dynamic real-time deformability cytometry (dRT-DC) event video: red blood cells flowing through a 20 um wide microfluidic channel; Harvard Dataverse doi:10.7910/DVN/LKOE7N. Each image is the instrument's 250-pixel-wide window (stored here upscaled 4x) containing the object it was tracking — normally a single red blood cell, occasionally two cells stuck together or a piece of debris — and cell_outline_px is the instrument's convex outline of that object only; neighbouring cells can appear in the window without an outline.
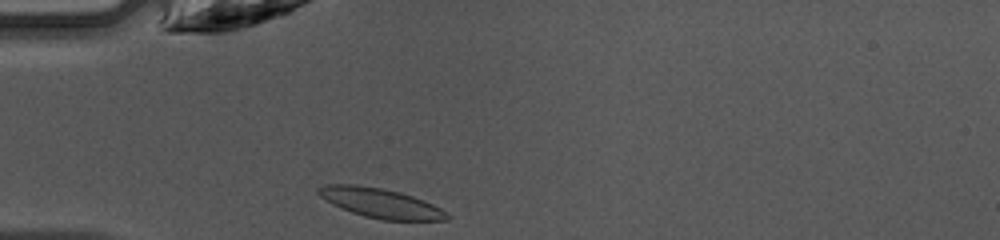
{"species": "common noctule bat (a hibernating species)", "species_latin": "Nyctalus noctula", "temperature_condition": "warm", "stored_images_in_passage": 34, "camera_frame_rate_fps": 3000, "um_per_image_px": 0.085, "animal": {"sex": "female", "body_mass_g": 10.0, "forearm_length_mm": 53.1}, "frame": {"image": 1, "passage_image": 1, "time_ms": 0.0, "image_size_px": [1000, 240], "cell_outline_px": [[452, 216], [448, 220], [380, 220], [364, 216], [340, 208], [324, 200], [316, 192], [316, 188], [328, 184], [352, 184], [380, 188], [400, 192], [424, 200], [448, 212]], "centroid_in_image_um": [32.34, 17.27], "position_along_channel_um": 52.7, "area_um2": 22.25}}
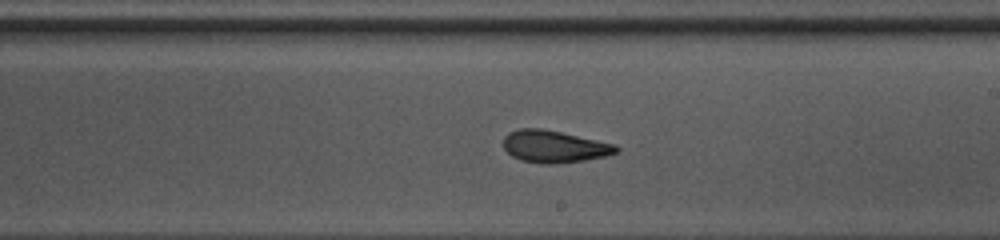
{"frame": {"image": 2, "passage_image": 15, "time_ms": 4.667, "image_size_px": [1000, 240], "cell_outline_px": [[620, 152], [604, 156], [584, 160], [552, 164], [540, 164], [520, 160], [512, 156], [504, 148], [504, 136], [508, 132], [520, 128], [540, 128], [560, 132], [616, 144], [620, 148]], "centroid_in_image_um": [47.11, 12.46], "position_along_channel_um": 241.9, "area_um2": 21.15}}
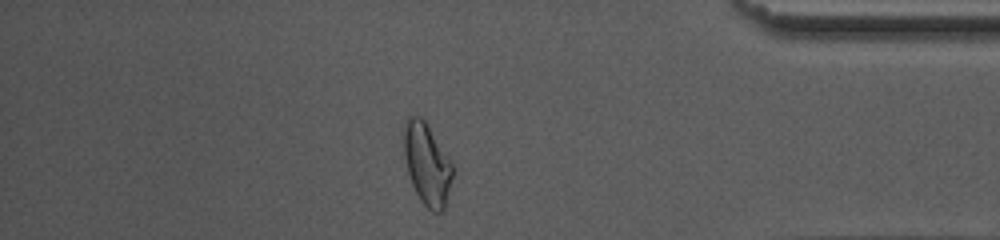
{"frame": {"image": 3, "passage_image": 28, "time_ms": 9.0, "image_size_px": [1000, 240], "cell_outline_px": [[456, 168], [444, 212], [432, 212], [420, 200], [412, 184], [408, 172], [404, 156], [400, 136], [404, 124], [408, 116], [420, 116], [424, 120]], "centroid_in_image_um": [36.29, 13.94], "position_along_channel_um": 398.9, "area_um2": 23.93}, "authors_computed_cell_mechanics": {"area_um2": 21.5016, "velocity_mm_per_s": 4.2442, "shape_relaxation_time_tau1_ms": 9.7631, "shape_relaxation_time_tau2_ms": 1.9903, "deformation_change_tau1": 0.2576, "deformation_change_tau2": 0.0931}}